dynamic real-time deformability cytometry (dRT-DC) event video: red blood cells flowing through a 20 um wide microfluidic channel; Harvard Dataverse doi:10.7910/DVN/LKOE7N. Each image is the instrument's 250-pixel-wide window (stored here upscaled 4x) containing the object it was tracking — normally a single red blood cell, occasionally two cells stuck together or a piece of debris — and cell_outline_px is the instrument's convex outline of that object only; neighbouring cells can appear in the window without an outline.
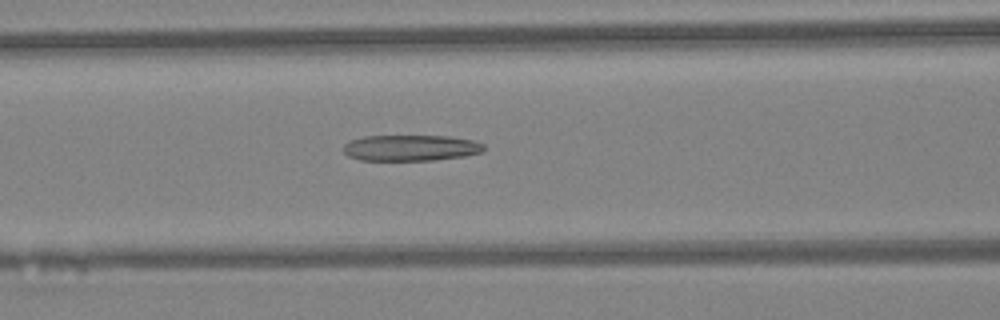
{"species": "Egyptian fruit bat (a non-hibernating species)", "species_latin": "Rousettus aegyptiacus", "temperature_condition": "warm", "stored_images_in_passage": 33, "camera_frame_rate_fps": 3000, "um_per_image_px": 0.085, "animal": {"sex": "female"}, "frame": {"image": 1, "passage_image": 10, "time_ms": 3.0, "image_size_px": [1000, 320], "cell_outline_px": [[484, 148], [480, 152], [464, 156], [436, 160], [360, 160], [348, 156], [344, 152], [344, 144], [348, 140], [364, 136], [448, 136], [472, 140], [484, 144]], "centroid_in_image_um": [34.87, 12.57], "position_along_channel_um": 131.7, "area_um2": 21.27}}
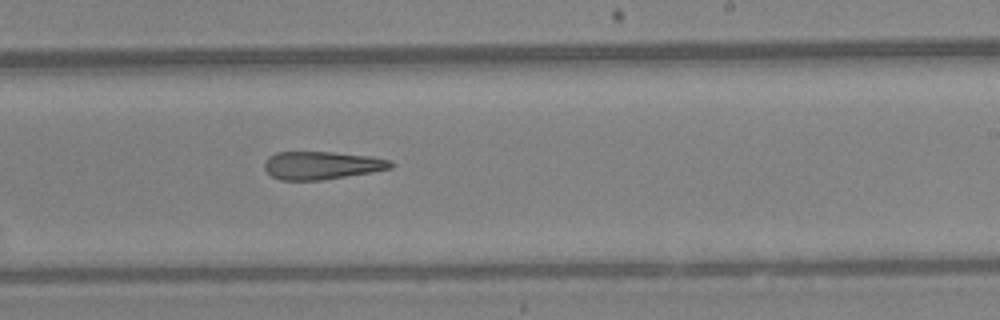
{"frame": {"image": 2, "passage_image": 19, "time_ms": 6.0, "image_size_px": [1000, 320], "cell_outline_px": [[392, 168], [372, 172], [320, 180], [280, 180], [272, 176], [264, 168], [264, 164], [268, 156], [276, 152], [332, 152], [372, 156], [392, 160]], "centroid_in_image_um": [27.35, 14.05], "position_along_channel_um": 261.7, "area_um2": 20.58}}
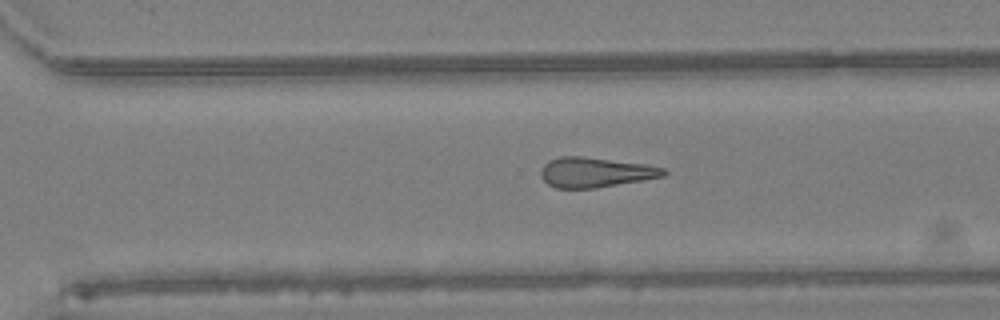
{"frame": {"image": 3, "passage_image": 23, "time_ms": 7.333, "image_size_px": [1000, 320], "cell_outline_px": [[668, 172], [664, 176], [596, 188], [556, 188], [548, 184], [540, 176], [540, 168], [548, 160], [560, 156], [584, 156], [648, 164], [664, 168]], "centroid_in_image_um": [50.59, 14.63], "position_along_channel_um": 320.0, "area_um2": 21.62}}